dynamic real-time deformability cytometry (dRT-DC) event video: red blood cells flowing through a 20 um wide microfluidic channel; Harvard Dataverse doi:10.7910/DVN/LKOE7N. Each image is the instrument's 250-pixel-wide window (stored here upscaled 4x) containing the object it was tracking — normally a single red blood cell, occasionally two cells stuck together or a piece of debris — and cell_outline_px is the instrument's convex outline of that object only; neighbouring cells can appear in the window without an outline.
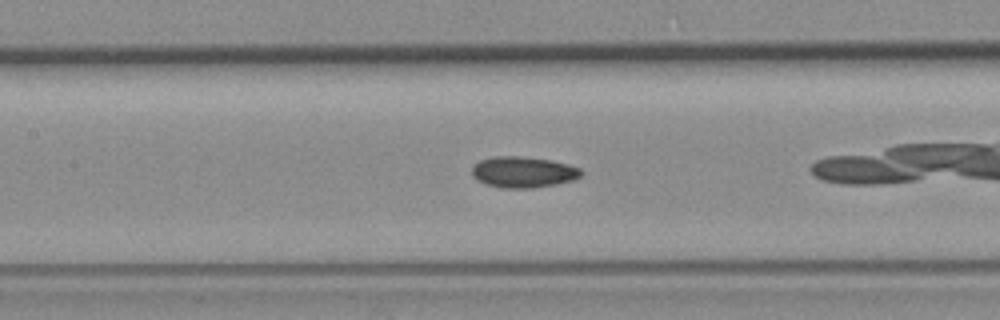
{"species": "common noctule bat (a hibernating species)", "species_latin": "Nyctalus noctula", "temperature_condition": "room temperature", "stored_images_in_passage": 43, "camera_frame_rate_fps": 3000, "um_per_image_px": 0.085, "animal": {"sex": "female", "body_mass_g": 19.3, "forearm_length_mm": 54.1}, "frame": {"image": 1, "passage_image": 13, "time_ms": 4.0, "image_size_px": [1000, 320], "cell_outline_px": [[584, 172], [580, 176], [572, 180], [556, 184], [532, 188], [504, 188], [488, 184], [476, 180], [472, 176], [472, 168], [480, 160], [492, 156], [520, 156], [552, 160], [568, 164], [580, 168]], "centroid_in_image_um": [44.48, 14.62], "position_along_channel_um": 162.9, "area_um2": 19.77}}
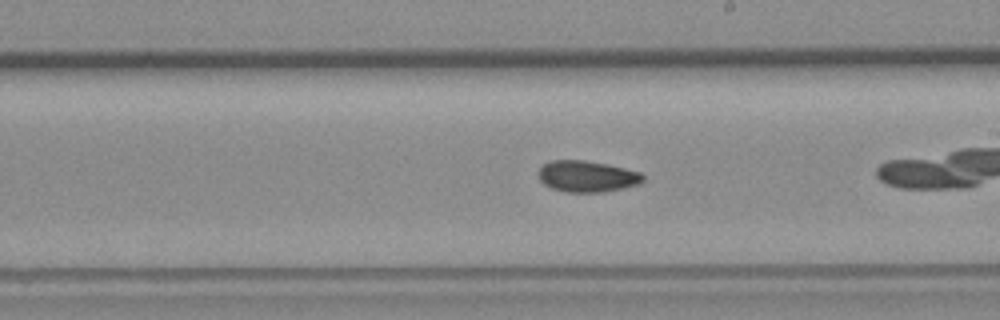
{"frame": {"image": 2, "passage_image": 19, "time_ms": 6.0, "image_size_px": [1000, 320], "cell_outline_px": [[644, 180], [640, 184], [604, 192], [564, 192], [552, 188], [544, 184], [540, 180], [540, 168], [544, 164], [552, 160], [584, 160], [624, 168], [640, 172], [644, 176]], "centroid_in_image_um": [49.91, 15.0], "position_along_channel_um": 239.1, "area_um2": 18.9}, "authors_computed_cell_mechanics": {"area_um2": 18.9006, "velocity_mm_per_s": 3.8324, "shape_relaxation_time_tau1_ms": null, "shape_relaxation_time_tau2_ms": 5.1285, "deformation_change_tau1": null, "deformation_change_tau2": 0.0891}}